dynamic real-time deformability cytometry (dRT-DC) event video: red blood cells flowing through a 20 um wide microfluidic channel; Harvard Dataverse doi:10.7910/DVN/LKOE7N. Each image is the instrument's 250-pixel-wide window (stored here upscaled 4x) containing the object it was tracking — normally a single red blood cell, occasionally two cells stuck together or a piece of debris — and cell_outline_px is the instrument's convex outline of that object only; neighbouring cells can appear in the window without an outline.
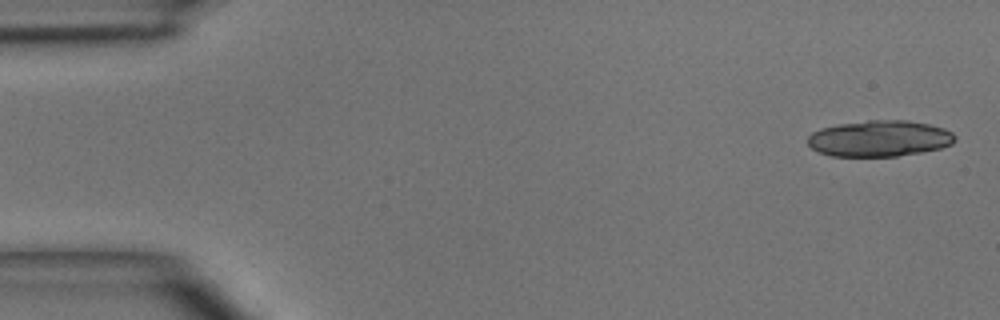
{"species": "common noctule bat (a hibernating species)", "species_latin": "Nyctalus noctula", "temperature_condition": "room temperature", "stored_images_in_passage": 4, "camera_frame_rate_fps": 3000, "um_per_image_px": 0.085, "animal": {"sex": "male", "body_mass_g": 15.6}, "frame": {"image": 1, "passage_image": 1, "time_ms": 0.0, "image_size_px": [1000, 320], "cell_outline_px": [[956, 140], [952, 144], [940, 148], [920, 152], [896, 156], [832, 156], [820, 152], [812, 148], [808, 144], [808, 136], [812, 132], [820, 128], [840, 124], [868, 120], [904, 120], [928, 124], [944, 128], [952, 132], [956, 136]], "centroid_in_image_um": [74.76, 11.77], "position_along_channel_um": 10.2, "area_um2": 30.92}}